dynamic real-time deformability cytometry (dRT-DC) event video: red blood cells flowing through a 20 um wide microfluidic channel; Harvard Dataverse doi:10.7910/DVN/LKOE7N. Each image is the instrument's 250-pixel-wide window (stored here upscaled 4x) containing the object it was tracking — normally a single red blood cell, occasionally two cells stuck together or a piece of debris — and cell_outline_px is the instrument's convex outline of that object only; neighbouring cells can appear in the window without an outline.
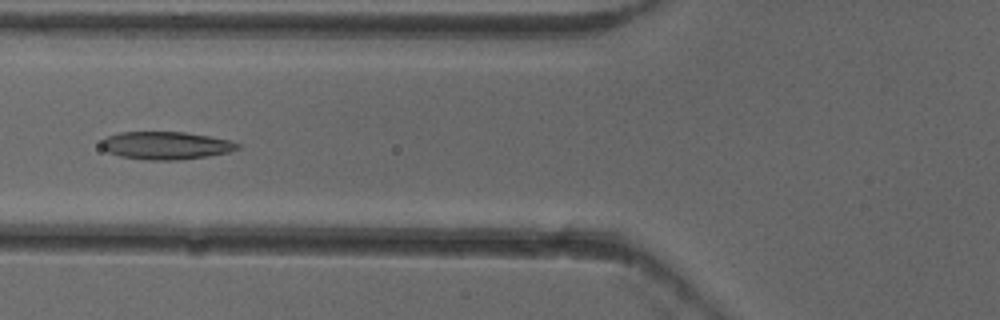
{"species": "common noctule bat (a hibernating species)", "species_latin": "Nyctalus noctula", "temperature_condition": "cold", "stored_images_in_passage": 52, "camera_frame_rate_fps": 3000, "um_per_image_px": 0.085, "animal": {"sex": "female"}, "frame": {"image": 1, "passage_image": 20, "time_ms": 6.333, "image_size_px": [1000, 320], "cell_outline_px": [[240, 148], [228, 152], [208, 156], [176, 160], [144, 160], [120, 156], [108, 152], [100, 144], [108, 136], [120, 132], [184, 132], [232, 140], [240, 144]], "centroid_in_image_um": [14.13, 12.37], "position_along_channel_um": 111.7, "area_um2": 21.96}}
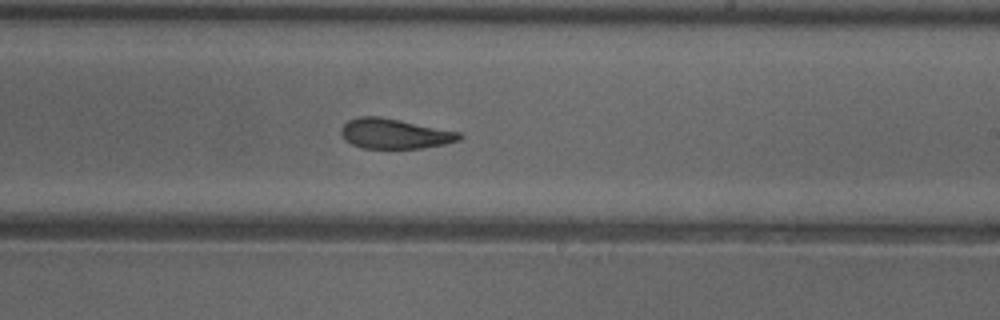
{"frame": {"image": 2, "passage_image": 31, "time_ms": 10.0, "image_size_px": [1000, 320], "cell_outline_px": [[464, 136], [460, 140], [444, 144], [420, 148], [364, 148], [352, 144], [340, 132], [340, 128], [348, 120], [360, 116], [380, 116], [460, 132]], "centroid_in_image_um": [33.56, 11.35], "position_along_channel_um": 255.4, "area_um2": 20.52}}
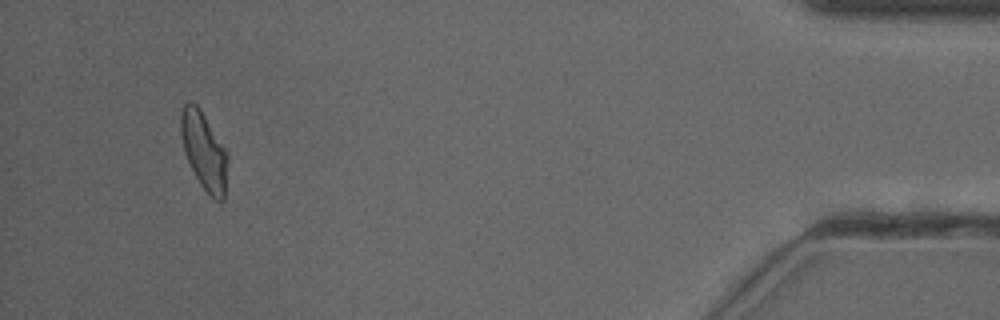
{"frame": {"image": 3, "passage_image": 49, "time_ms": 16.0, "image_size_px": [1000, 320], "cell_outline_px": [[228, 156], [224, 200], [216, 200], [200, 184], [184, 152], [180, 136], [180, 108], [184, 104], [196, 104], [200, 108], [228, 148]], "centroid_in_image_um": [17.35, 12.76], "position_along_channel_um": 417.8, "area_um2": 21.44}, "authors_computed_cell_mechanics": {"area_um2": 21.7039, "velocity_mm_per_s": 3.9061, "shape_relaxation_time_tau1_ms": 8.6106, "shape_relaxation_time_tau2_ms": 2.8638, "deformation_change_tau1": 0.1969, "deformation_change_tau2": 0.0948}}